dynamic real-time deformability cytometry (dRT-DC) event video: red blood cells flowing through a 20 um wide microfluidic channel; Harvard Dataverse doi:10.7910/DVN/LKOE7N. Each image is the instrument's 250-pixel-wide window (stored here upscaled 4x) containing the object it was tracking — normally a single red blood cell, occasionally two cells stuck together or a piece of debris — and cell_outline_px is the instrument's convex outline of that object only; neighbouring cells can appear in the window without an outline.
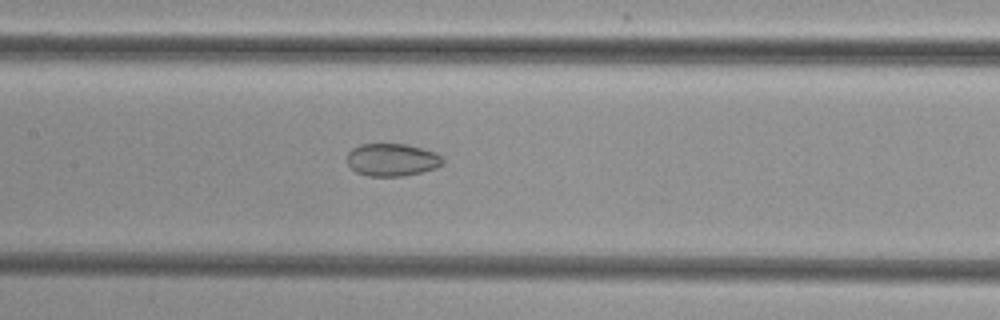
{"species": "common noctule bat (a hibernating species)", "species_latin": "Nyctalus noctula", "temperature_condition": "cold", "stored_images_in_passage": 38, "camera_frame_rate_fps": 3000, "um_per_image_px": 0.085, "animal": {"sex": "female", "body_mass_g": 29.2, "forearm_length_mm": 56.3}, "frame": {"image": 1, "passage_image": 14, "time_ms": 4.333, "image_size_px": [1000, 320], "cell_outline_px": [[444, 164], [436, 168], [420, 172], [400, 176], [368, 176], [356, 172], [348, 164], [348, 152], [352, 148], [360, 144], [408, 144], [424, 148], [436, 152], [444, 156]], "centroid_in_image_um": [33.37, 13.57], "position_along_channel_um": 174.0, "area_um2": 18.38}}
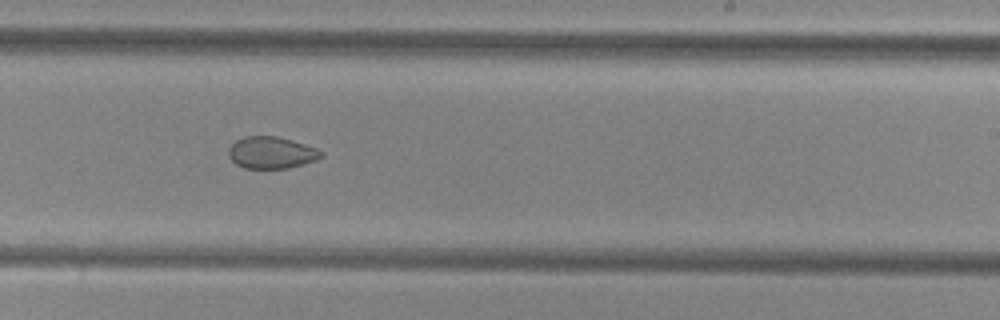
{"frame": {"image": 2, "passage_image": 21, "time_ms": 6.667, "image_size_px": [1000, 320], "cell_outline_px": [[324, 156], [316, 160], [288, 168], [244, 168], [236, 164], [228, 156], [228, 148], [236, 140], [244, 136], [276, 136], [292, 140], [316, 148], [324, 152]], "centroid_in_image_um": [23.06, 12.97], "position_along_channel_um": 265.9, "area_um2": 17.22}}
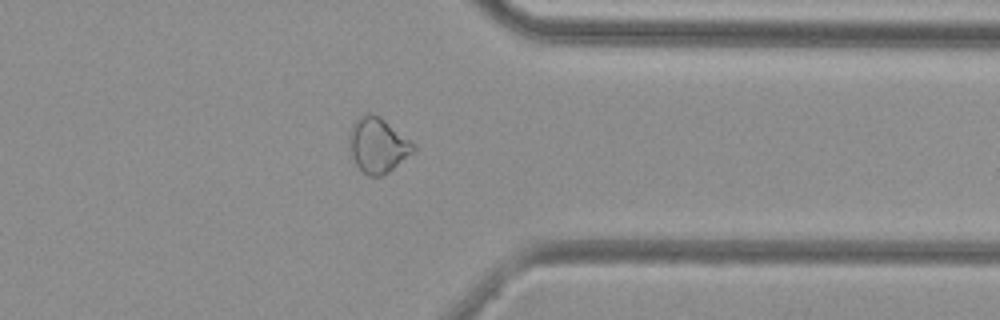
{"frame": {"image": 3, "passage_image": 30, "time_ms": 9.667, "image_size_px": [1000, 320], "cell_outline_px": [[416, 148], [412, 152], [388, 172], [380, 176], [368, 176], [356, 164], [352, 156], [352, 124], [360, 116], [368, 112], [372, 112], [380, 116], [416, 144]], "centroid_in_image_um": [32.16, 12.32], "position_along_channel_um": 379.2, "area_um2": 19.94}}